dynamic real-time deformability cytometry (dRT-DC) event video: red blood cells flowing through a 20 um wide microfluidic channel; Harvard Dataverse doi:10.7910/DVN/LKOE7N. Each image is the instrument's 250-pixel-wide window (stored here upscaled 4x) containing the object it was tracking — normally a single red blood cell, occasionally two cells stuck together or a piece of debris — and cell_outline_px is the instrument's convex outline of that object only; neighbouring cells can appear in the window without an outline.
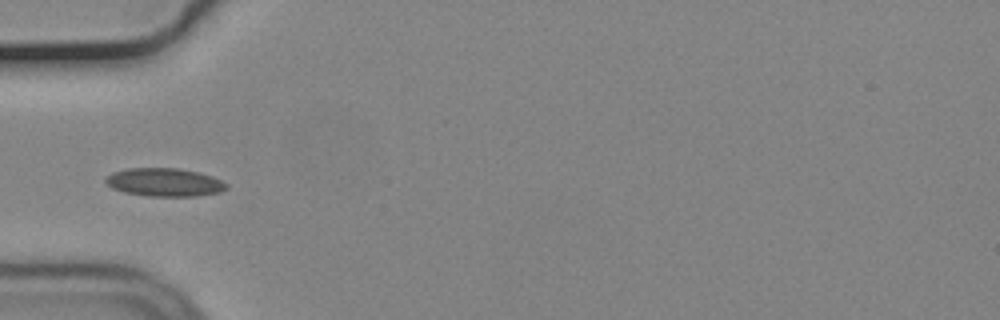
{"species": "common noctule bat (a hibernating species)", "species_latin": "Nyctalus noctula", "temperature_condition": "cold", "stored_images_in_passage": 38, "camera_frame_rate_fps": 3000, "um_per_image_px": 0.085, "animal": {"sex": "male", "body_mass_g": 19.2, "forearm_length_mm": 51.8}, "frame": {"image": 1, "passage_image": 1, "time_ms": 0.0, "image_size_px": [1000, 320], "cell_outline_px": [[228, 188], [220, 192], [196, 196], [148, 196], [124, 192], [112, 188], [104, 180], [112, 172], [128, 168], [180, 168], [212, 176], [228, 184]], "centroid_in_image_um": [13.99, 15.49], "position_along_channel_um": 71.0, "area_um2": 19.83}}
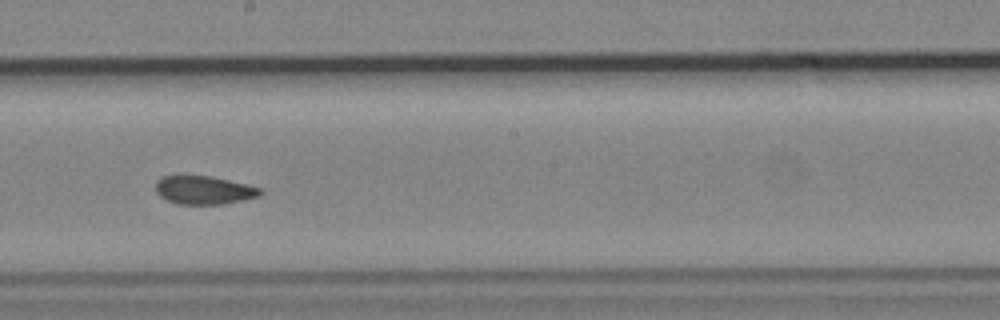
{"frame": {"image": 2, "passage_image": 14, "time_ms": 4.333, "image_size_px": [1000, 320], "cell_outline_px": [[264, 192], [260, 196], [244, 200], [224, 204], [180, 204], [168, 200], [160, 196], [156, 192], [156, 180], [160, 176], [180, 172], [208, 176], [228, 180], [264, 188]], "centroid_in_image_um": [17.31, 16.11], "position_along_channel_um": 230.9, "area_um2": 18.03}}
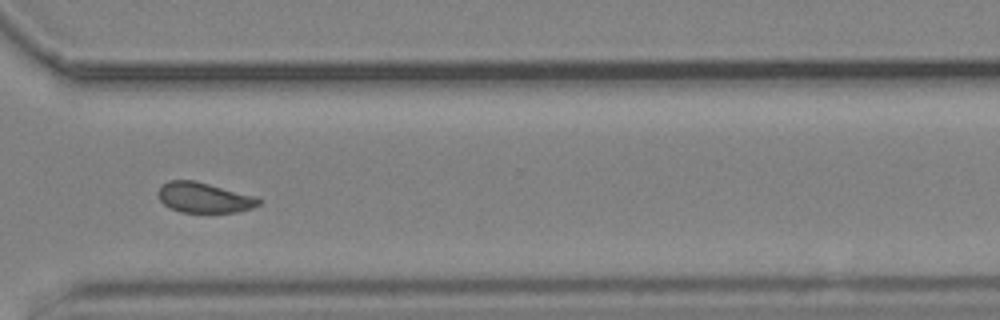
{"frame": {"image": 3, "passage_image": 24, "time_ms": 7.667, "image_size_px": [1000, 320], "cell_outline_px": [[260, 204], [252, 208], [236, 212], [180, 212], [168, 208], [160, 200], [156, 192], [160, 184], [168, 180], [192, 180], [256, 196], [260, 200]], "centroid_in_image_um": [17.28, 16.79], "position_along_channel_um": 353.3, "area_um2": 17.8}, "authors_computed_cell_mechanics": {"area_um2": 17.9758, "velocity_mm_per_s": 3.6763, "shape_relaxation_time_tau1_ms": 8.439, "shape_relaxation_time_tau2_ms": 1.6605, "deformation_change_tau1": 0.1573, "deformation_change_tau2": 0.0418}}